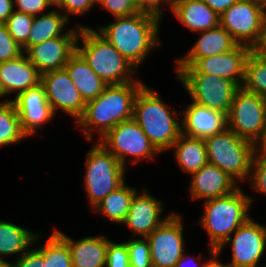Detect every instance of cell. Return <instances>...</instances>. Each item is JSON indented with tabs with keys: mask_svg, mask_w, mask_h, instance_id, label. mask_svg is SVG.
Wrapping results in <instances>:
<instances>
[{
	"mask_svg": "<svg viewBox=\"0 0 266 267\" xmlns=\"http://www.w3.org/2000/svg\"><path fill=\"white\" fill-rule=\"evenodd\" d=\"M144 85L142 81L107 85L97 98L88 101L76 124L85 138L91 141L96 129L101 139L119 123L132 119L135 97Z\"/></svg>",
	"mask_w": 266,
	"mask_h": 267,
	"instance_id": "obj_1",
	"label": "cell"
},
{
	"mask_svg": "<svg viewBox=\"0 0 266 267\" xmlns=\"http://www.w3.org/2000/svg\"><path fill=\"white\" fill-rule=\"evenodd\" d=\"M161 19L154 14L140 11L127 17H115L113 23L102 26L98 32L138 68L147 55L160 44L157 36Z\"/></svg>",
	"mask_w": 266,
	"mask_h": 267,
	"instance_id": "obj_2",
	"label": "cell"
},
{
	"mask_svg": "<svg viewBox=\"0 0 266 267\" xmlns=\"http://www.w3.org/2000/svg\"><path fill=\"white\" fill-rule=\"evenodd\" d=\"M155 88L144 85L137 93L133 104V120L142 128L155 149L161 153L171 150L181 134L179 115L171 106L164 104ZM169 108V109H168Z\"/></svg>",
	"mask_w": 266,
	"mask_h": 267,
	"instance_id": "obj_3",
	"label": "cell"
},
{
	"mask_svg": "<svg viewBox=\"0 0 266 267\" xmlns=\"http://www.w3.org/2000/svg\"><path fill=\"white\" fill-rule=\"evenodd\" d=\"M79 40H82V46H79ZM76 51L106 85H119L131 81H140L139 79L131 80V73H136L137 68L124 58L103 35L93 28L81 26L76 41Z\"/></svg>",
	"mask_w": 266,
	"mask_h": 267,
	"instance_id": "obj_4",
	"label": "cell"
},
{
	"mask_svg": "<svg viewBox=\"0 0 266 267\" xmlns=\"http://www.w3.org/2000/svg\"><path fill=\"white\" fill-rule=\"evenodd\" d=\"M254 198L246 195L241 187L231 194L204 201L200 224L209 237V246L218 250L224 242L249 218Z\"/></svg>",
	"mask_w": 266,
	"mask_h": 267,
	"instance_id": "obj_5",
	"label": "cell"
},
{
	"mask_svg": "<svg viewBox=\"0 0 266 267\" xmlns=\"http://www.w3.org/2000/svg\"><path fill=\"white\" fill-rule=\"evenodd\" d=\"M208 163L223 170L237 184L250 178L256 146L226 128L204 139Z\"/></svg>",
	"mask_w": 266,
	"mask_h": 267,
	"instance_id": "obj_6",
	"label": "cell"
},
{
	"mask_svg": "<svg viewBox=\"0 0 266 267\" xmlns=\"http://www.w3.org/2000/svg\"><path fill=\"white\" fill-rule=\"evenodd\" d=\"M84 189L92 209L125 183V167L98 141L86 158Z\"/></svg>",
	"mask_w": 266,
	"mask_h": 267,
	"instance_id": "obj_7",
	"label": "cell"
},
{
	"mask_svg": "<svg viewBox=\"0 0 266 267\" xmlns=\"http://www.w3.org/2000/svg\"><path fill=\"white\" fill-rule=\"evenodd\" d=\"M227 128L255 146L264 147L266 100L240 87L227 115Z\"/></svg>",
	"mask_w": 266,
	"mask_h": 267,
	"instance_id": "obj_8",
	"label": "cell"
},
{
	"mask_svg": "<svg viewBox=\"0 0 266 267\" xmlns=\"http://www.w3.org/2000/svg\"><path fill=\"white\" fill-rule=\"evenodd\" d=\"M98 142L102 144L120 163L126 167V156L132 157V162L153 159L159 154L151 144L142 128L133 120L119 123L109 130Z\"/></svg>",
	"mask_w": 266,
	"mask_h": 267,
	"instance_id": "obj_9",
	"label": "cell"
},
{
	"mask_svg": "<svg viewBox=\"0 0 266 267\" xmlns=\"http://www.w3.org/2000/svg\"><path fill=\"white\" fill-rule=\"evenodd\" d=\"M193 102L228 115L234 95L240 88L235 82L211 74H176Z\"/></svg>",
	"mask_w": 266,
	"mask_h": 267,
	"instance_id": "obj_10",
	"label": "cell"
},
{
	"mask_svg": "<svg viewBox=\"0 0 266 267\" xmlns=\"http://www.w3.org/2000/svg\"><path fill=\"white\" fill-rule=\"evenodd\" d=\"M266 10L248 0H238L219 16L220 25L241 45L252 48L258 41Z\"/></svg>",
	"mask_w": 266,
	"mask_h": 267,
	"instance_id": "obj_11",
	"label": "cell"
},
{
	"mask_svg": "<svg viewBox=\"0 0 266 267\" xmlns=\"http://www.w3.org/2000/svg\"><path fill=\"white\" fill-rule=\"evenodd\" d=\"M252 48L238 44L229 52L198 59L192 66H176V74H211L243 86L246 61Z\"/></svg>",
	"mask_w": 266,
	"mask_h": 267,
	"instance_id": "obj_12",
	"label": "cell"
},
{
	"mask_svg": "<svg viewBox=\"0 0 266 267\" xmlns=\"http://www.w3.org/2000/svg\"><path fill=\"white\" fill-rule=\"evenodd\" d=\"M181 216L172 213L148 237L153 267H175L184 250Z\"/></svg>",
	"mask_w": 266,
	"mask_h": 267,
	"instance_id": "obj_13",
	"label": "cell"
},
{
	"mask_svg": "<svg viewBox=\"0 0 266 267\" xmlns=\"http://www.w3.org/2000/svg\"><path fill=\"white\" fill-rule=\"evenodd\" d=\"M233 234L234 237H229L217 252L220 254L224 245L230 243L232 261L228 264L231 267H259L258 262L266 249V227L249 218Z\"/></svg>",
	"mask_w": 266,
	"mask_h": 267,
	"instance_id": "obj_14",
	"label": "cell"
},
{
	"mask_svg": "<svg viewBox=\"0 0 266 267\" xmlns=\"http://www.w3.org/2000/svg\"><path fill=\"white\" fill-rule=\"evenodd\" d=\"M73 28L68 29L62 36L33 45L24 52L41 75L64 69L69 58L76 52V41L81 25Z\"/></svg>",
	"mask_w": 266,
	"mask_h": 267,
	"instance_id": "obj_15",
	"label": "cell"
},
{
	"mask_svg": "<svg viewBox=\"0 0 266 267\" xmlns=\"http://www.w3.org/2000/svg\"><path fill=\"white\" fill-rule=\"evenodd\" d=\"M40 83L44 86L46 98L53 112L56 113L57 108L63 110L77 122L84 112L86 103L66 69L43 73Z\"/></svg>",
	"mask_w": 266,
	"mask_h": 267,
	"instance_id": "obj_16",
	"label": "cell"
},
{
	"mask_svg": "<svg viewBox=\"0 0 266 267\" xmlns=\"http://www.w3.org/2000/svg\"><path fill=\"white\" fill-rule=\"evenodd\" d=\"M12 101L15 104L22 130L30 137L35 135L36 130L43 124L51 121L55 115L41 83L20 93Z\"/></svg>",
	"mask_w": 266,
	"mask_h": 267,
	"instance_id": "obj_17",
	"label": "cell"
},
{
	"mask_svg": "<svg viewBox=\"0 0 266 267\" xmlns=\"http://www.w3.org/2000/svg\"><path fill=\"white\" fill-rule=\"evenodd\" d=\"M162 207V202L150 195L146 190L140 194L136 192L123 224L129 227L134 235L147 238L172 214L170 213L168 216L161 218Z\"/></svg>",
	"mask_w": 266,
	"mask_h": 267,
	"instance_id": "obj_18",
	"label": "cell"
},
{
	"mask_svg": "<svg viewBox=\"0 0 266 267\" xmlns=\"http://www.w3.org/2000/svg\"><path fill=\"white\" fill-rule=\"evenodd\" d=\"M182 115L181 133L186 136L205 139L227 128L225 113L193 101L183 110Z\"/></svg>",
	"mask_w": 266,
	"mask_h": 267,
	"instance_id": "obj_19",
	"label": "cell"
},
{
	"mask_svg": "<svg viewBox=\"0 0 266 267\" xmlns=\"http://www.w3.org/2000/svg\"><path fill=\"white\" fill-rule=\"evenodd\" d=\"M238 184L219 167L204 165L191 175L190 193L192 199H214L231 194Z\"/></svg>",
	"mask_w": 266,
	"mask_h": 267,
	"instance_id": "obj_20",
	"label": "cell"
},
{
	"mask_svg": "<svg viewBox=\"0 0 266 267\" xmlns=\"http://www.w3.org/2000/svg\"><path fill=\"white\" fill-rule=\"evenodd\" d=\"M0 82L7 93H20L37 86L41 82V74L28 60L25 53L18 58L0 62Z\"/></svg>",
	"mask_w": 266,
	"mask_h": 267,
	"instance_id": "obj_21",
	"label": "cell"
},
{
	"mask_svg": "<svg viewBox=\"0 0 266 267\" xmlns=\"http://www.w3.org/2000/svg\"><path fill=\"white\" fill-rule=\"evenodd\" d=\"M199 33L200 37L187 55L176 60V66H192L200 58L229 52L238 45L220 24Z\"/></svg>",
	"mask_w": 266,
	"mask_h": 267,
	"instance_id": "obj_22",
	"label": "cell"
},
{
	"mask_svg": "<svg viewBox=\"0 0 266 267\" xmlns=\"http://www.w3.org/2000/svg\"><path fill=\"white\" fill-rule=\"evenodd\" d=\"M67 244L73 267H105L109 239L89 236L75 241L58 229L54 230Z\"/></svg>",
	"mask_w": 266,
	"mask_h": 267,
	"instance_id": "obj_23",
	"label": "cell"
},
{
	"mask_svg": "<svg viewBox=\"0 0 266 267\" xmlns=\"http://www.w3.org/2000/svg\"><path fill=\"white\" fill-rule=\"evenodd\" d=\"M170 10L191 32H203L220 24L219 15L203 0H182Z\"/></svg>",
	"mask_w": 266,
	"mask_h": 267,
	"instance_id": "obj_24",
	"label": "cell"
},
{
	"mask_svg": "<svg viewBox=\"0 0 266 267\" xmlns=\"http://www.w3.org/2000/svg\"><path fill=\"white\" fill-rule=\"evenodd\" d=\"M65 69L85 103L97 98L107 86L77 51L69 58Z\"/></svg>",
	"mask_w": 266,
	"mask_h": 267,
	"instance_id": "obj_25",
	"label": "cell"
},
{
	"mask_svg": "<svg viewBox=\"0 0 266 267\" xmlns=\"http://www.w3.org/2000/svg\"><path fill=\"white\" fill-rule=\"evenodd\" d=\"M175 152V160L180 168L189 174L199 171L208 164V156L205 140L180 134L179 138L172 145Z\"/></svg>",
	"mask_w": 266,
	"mask_h": 267,
	"instance_id": "obj_26",
	"label": "cell"
},
{
	"mask_svg": "<svg viewBox=\"0 0 266 267\" xmlns=\"http://www.w3.org/2000/svg\"><path fill=\"white\" fill-rule=\"evenodd\" d=\"M68 21L69 19L59 9L34 16L27 43L22 47L23 53L33 45L64 35L62 33L66 32L62 31Z\"/></svg>",
	"mask_w": 266,
	"mask_h": 267,
	"instance_id": "obj_27",
	"label": "cell"
},
{
	"mask_svg": "<svg viewBox=\"0 0 266 267\" xmlns=\"http://www.w3.org/2000/svg\"><path fill=\"white\" fill-rule=\"evenodd\" d=\"M41 237L11 222L0 220V261L2 256L22 255Z\"/></svg>",
	"mask_w": 266,
	"mask_h": 267,
	"instance_id": "obj_28",
	"label": "cell"
},
{
	"mask_svg": "<svg viewBox=\"0 0 266 267\" xmlns=\"http://www.w3.org/2000/svg\"><path fill=\"white\" fill-rule=\"evenodd\" d=\"M137 189L130 186L121 185L118 189L108 194L94 208V211L102 213L113 223H124L130 209L131 201Z\"/></svg>",
	"mask_w": 266,
	"mask_h": 267,
	"instance_id": "obj_29",
	"label": "cell"
},
{
	"mask_svg": "<svg viewBox=\"0 0 266 267\" xmlns=\"http://www.w3.org/2000/svg\"><path fill=\"white\" fill-rule=\"evenodd\" d=\"M28 137L22 130L12 99L0 102V147L15 144Z\"/></svg>",
	"mask_w": 266,
	"mask_h": 267,
	"instance_id": "obj_30",
	"label": "cell"
},
{
	"mask_svg": "<svg viewBox=\"0 0 266 267\" xmlns=\"http://www.w3.org/2000/svg\"><path fill=\"white\" fill-rule=\"evenodd\" d=\"M266 100V61L252 51L246 61L245 78L242 86Z\"/></svg>",
	"mask_w": 266,
	"mask_h": 267,
	"instance_id": "obj_31",
	"label": "cell"
},
{
	"mask_svg": "<svg viewBox=\"0 0 266 267\" xmlns=\"http://www.w3.org/2000/svg\"><path fill=\"white\" fill-rule=\"evenodd\" d=\"M44 249V267H73L68 244L53 230Z\"/></svg>",
	"mask_w": 266,
	"mask_h": 267,
	"instance_id": "obj_32",
	"label": "cell"
},
{
	"mask_svg": "<svg viewBox=\"0 0 266 267\" xmlns=\"http://www.w3.org/2000/svg\"><path fill=\"white\" fill-rule=\"evenodd\" d=\"M34 16L14 10L5 25L15 42L23 47L28 40Z\"/></svg>",
	"mask_w": 266,
	"mask_h": 267,
	"instance_id": "obj_33",
	"label": "cell"
},
{
	"mask_svg": "<svg viewBox=\"0 0 266 267\" xmlns=\"http://www.w3.org/2000/svg\"><path fill=\"white\" fill-rule=\"evenodd\" d=\"M249 181L254 190L266 195V147L256 146Z\"/></svg>",
	"mask_w": 266,
	"mask_h": 267,
	"instance_id": "obj_34",
	"label": "cell"
},
{
	"mask_svg": "<svg viewBox=\"0 0 266 267\" xmlns=\"http://www.w3.org/2000/svg\"><path fill=\"white\" fill-rule=\"evenodd\" d=\"M126 247L129 253L130 267H153L147 238L130 239L126 242Z\"/></svg>",
	"mask_w": 266,
	"mask_h": 267,
	"instance_id": "obj_35",
	"label": "cell"
},
{
	"mask_svg": "<svg viewBox=\"0 0 266 267\" xmlns=\"http://www.w3.org/2000/svg\"><path fill=\"white\" fill-rule=\"evenodd\" d=\"M22 54V47L15 42L6 25L0 24V62L16 59Z\"/></svg>",
	"mask_w": 266,
	"mask_h": 267,
	"instance_id": "obj_36",
	"label": "cell"
},
{
	"mask_svg": "<svg viewBox=\"0 0 266 267\" xmlns=\"http://www.w3.org/2000/svg\"><path fill=\"white\" fill-rule=\"evenodd\" d=\"M105 267H130L126 242L115 243L111 240L108 241Z\"/></svg>",
	"mask_w": 266,
	"mask_h": 267,
	"instance_id": "obj_37",
	"label": "cell"
},
{
	"mask_svg": "<svg viewBox=\"0 0 266 267\" xmlns=\"http://www.w3.org/2000/svg\"><path fill=\"white\" fill-rule=\"evenodd\" d=\"M103 9H108L114 17H127L140 12L135 0H99Z\"/></svg>",
	"mask_w": 266,
	"mask_h": 267,
	"instance_id": "obj_38",
	"label": "cell"
},
{
	"mask_svg": "<svg viewBox=\"0 0 266 267\" xmlns=\"http://www.w3.org/2000/svg\"><path fill=\"white\" fill-rule=\"evenodd\" d=\"M13 267H44V249L40 246L27 250L24 254L18 257Z\"/></svg>",
	"mask_w": 266,
	"mask_h": 267,
	"instance_id": "obj_39",
	"label": "cell"
},
{
	"mask_svg": "<svg viewBox=\"0 0 266 267\" xmlns=\"http://www.w3.org/2000/svg\"><path fill=\"white\" fill-rule=\"evenodd\" d=\"M96 2L94 0H63L59 10H64V15L69 19L68 15H83L91 9Z\"/></svg>",
	"mask_w": 266,
	"mask_h": 267,
	"instance_id": "obj_40",
	"label": "cell"
},
{
	"mask_svg": "<svg viewBox=\"0 0 266 267\" xmlns=\"http://www.w3.org/2000/svg\"><path fill=\"white\" fill-rule=\"evenodd\" d=\"M14 3L18 8L14 10L31 16H38V14L44 12L46 8L50 7L46 0H14Z\"/></svg>",
	"mask_w": 266,
	"mask_h": 267,
	"instance_id": "obj_41",
	"label": "cell"
},
{
	"mask_svg": "<svg viewBox=\"0 0 266 267\" xmlns=\"http://www.w3.org/2000/svg\"><path fill=\"white\" fill-rule=\"evenodd\" d=\"M140 11L154 14L161 18L163 15V0H135Z\"/></svg>",
	"mask_w": 266,
	"mask_h": 267,
	"instance_id": "obj_42",
	"label": "cell"
},
{
	"mask_svg": "<svg viewBox=\"0 0 266 267\" xmlns=\"http://www.w3.org/2000/svg\"><path fill=\"white\" fill-rule=\"evenodd\" d=\"M252 52L266 61V17L263 21L261 35L257 43L252 47Z\"/></svg>",
	"mask_w": 266,
	"mask_h": 267,
	"instance_id": "obj_43",
	"label": "cell"
},
{
	"mask_svg": "<svg viewBox=\"0 0 266 267\" xmlns=\"http://www.w3.org/2000/svg\"><path fill=\"white\" fill-rule=\"evenodd\" d=\"M211 9L221 16L238 0H203Z\"/></svg>",
	"mask_w": 266,
	"mask_h": 267,
	"instance_id": "obj_44",
	"label": "cell"
},
{
	"mask_svg": "<svg viewBox=\"0 0 266 267\" xmlns=\"http://www.w3.org/2000/svg\"><path fill=\"white\" fill-rule=\"evenodd\" d=\"M14 8V0H0V24L6 23Z\"/></svg>",
	"mask_w": 266,
	"mask_h": 267,
	"instance_id": "obj_45",
	"label": "cell"
},
{
	"mask_svg": "<svg viewBox=\"0 0 266 267\" xmlns=\"http://www.w3.org/2000/svg\"><path fill=\"white\" fill-rule=\"evenodd\" d=\"M209 255L210 259L208 261H206V267H231L229 264H222V262L220 263L217 259L219 257V253L217 252V250L213 249V248H209Z\"/></svg>",
	"mask_w": 266,
	"mask_h": 267,
	"instance_id": "obj_46",
	"label": "cell"
},
{
	"mask_svg": "<svg viewBox=\"0 0 266 267\" xmlns=\"http://www.w3.org/2000/svg\"><path fill=\"white\" fill-rule=\"evenodd\" d=\"M186 258H187V256L185 255V252H184L183 255H182V257L177 261V264H176L175 267H185L186 263H189L190 262L189 260L187 261ZM190 259H192V261H194V262L196 261V260H193L192 257H190ZM200 267H206V261L203 264H201Z\"/></svg>",
	"mask_w": 266,
	"mask_h": 267,
	"instance_id": "obj_47",
	"label": "cell"
},
{
	"mask_svg": "<svg viewBox=\"0 0 266 267\" xmlns=\"http://www.w3.org/2000/svg\"><path fill=\"white\" fill-rule=\"evenodd\" d=\"M63 0H46L49 6H56L57 9L61 7Z\"/></svg>",
	"mask_w": 266,
	"mask_h": 267,
	"instance_id": "obj_48",
	"label": "cell"
},
{
	"mask_svg": "<svg viewBox=\"0 0 266 267\" xmlns=\"http://www.w3.org/2000/svg\"><path fill=\"white\" fill-rule=\"evenodd\" d=\"M248 1L258 4L266 10V0H248Z\"/></svg>",
	"mask_w": 266,
	"mask_h": 267,
	"instance_id": "obj_49",
	"label": "cell"
},
{
	"mask_svg": "<svg viewBox=\"0 0 266 267\" xmlns=\"http://www.w3.org/2000/svg\"><path fill=\"white\" fill-rule=\"evenodd\" d=\"M165 4L169 6V8H172L176 3L182 1V0H163Z\"/></svg>",
	"mask_w": 266,
	"mask_h": 267,
	"instance_id": "obj_50",
	"label": "cell"
},
{
	"mask_svg": "<svg viewBox=\"0 0 266 267\" xmlns=\"http://www.w3.org/2000/svg\"><path fill=\"white\" fill-rule=\"evenodd\" d=\"M0 267H13V266L12 263L2 260L0 261Z\"/></svg>",
	"mask_w": 266,
	"mask_h": 267,
	"instance_id": "obj_51",
	"label": "cell"
},
{
	"mask_svg": "<svg viewBox=\"0 0 266 267\" xmlns=\"http://www.w3.org/2000/svg\"><path fill=\"white\" fill-rule=\"evenodd\" d=\"M7 95V93L5 92L1 82H0V98Z\"/></svg>",
	"mask_w": 266,
	"mask_h": 267,
	"instance_id": "obj_52",
	"label": "cell"
},
{
	"mask_svg": "<svg viewBox=\"0 0 266 267\" xmlns=\"http://www.w3.org/2000/svg\"><path fill=\"white\" fill-rule=\"evenodd\" d=\"M264 147H266V129H265V133H264Z\"/></svg>",
	"mask_w": 266,
	"mask_h": 267,
	"instance_id": "obj_53",
	"label": "cell"
}]
</instances>
